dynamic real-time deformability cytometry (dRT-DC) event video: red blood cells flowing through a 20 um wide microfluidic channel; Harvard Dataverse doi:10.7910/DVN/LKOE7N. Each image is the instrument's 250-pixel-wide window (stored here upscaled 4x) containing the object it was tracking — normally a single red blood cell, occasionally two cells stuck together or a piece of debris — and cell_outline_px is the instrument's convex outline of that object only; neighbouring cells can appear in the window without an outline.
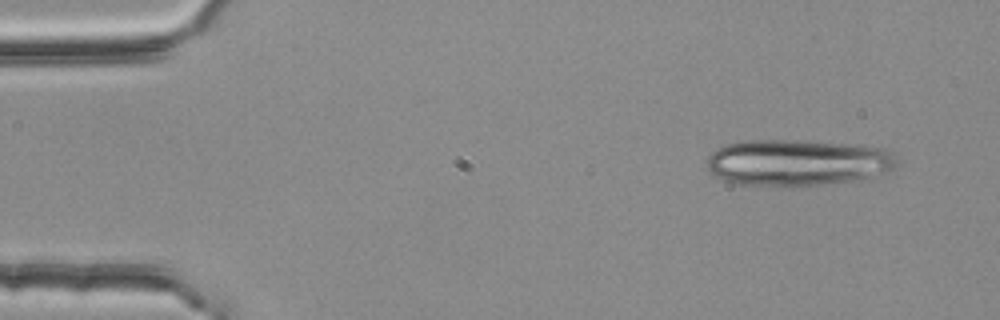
{"species": "common noctule bat (a hibernating species)", "species_latin": "Nyctalus noctula", "temperature_condition": "room temperature", "stored_images_in_passage": 5, "segment_of_instrument_passage": [2, 2], "camera_frame_rate_fps": 3000, "um_per_image_px": 0.085, "animal": {"sex": "female", "body_mass_g": 25.1}, "frame": {"image": 1, "passage_image": 5, "time_ms": 1.333, "image_size_px": [1000, 320], "cell_outline_px": [[900, 164], [896, 168], [876, 180], [784, 188], [736, 184], [720, 180], [708, 168], [708, 156], [712, 152], [728, 144], [744, 140], [812, 140], [848, 144], [880, 148], [896, 152]], "centroid_in_image_um": [67.94, 13.86], "position_along_channel_um": 17.1, "area_um2": 53.52}}